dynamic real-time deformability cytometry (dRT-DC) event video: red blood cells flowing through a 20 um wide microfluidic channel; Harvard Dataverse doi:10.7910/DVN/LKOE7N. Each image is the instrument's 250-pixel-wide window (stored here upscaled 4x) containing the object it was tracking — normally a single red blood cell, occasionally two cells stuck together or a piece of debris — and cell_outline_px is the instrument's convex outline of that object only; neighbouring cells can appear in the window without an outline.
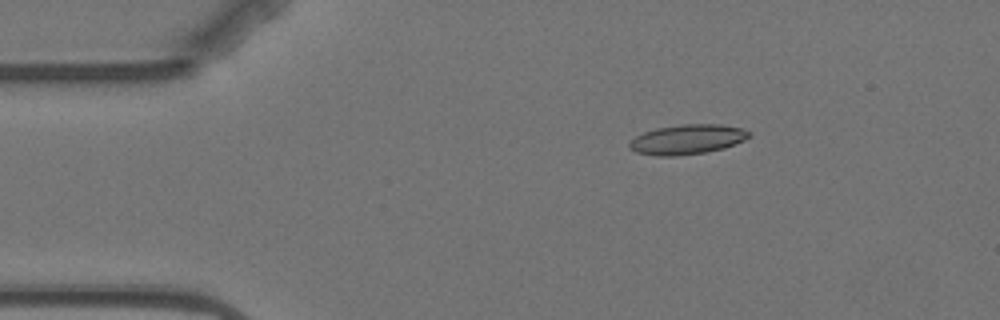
{"species": "Egyptian fruit bat (a non-hibernating species)", "species_latin": "Rousettus aegyptiacus", "temperature_condition": "warm", "stored_images_in_passage": 3, "camera_frame_rate_fps": 3000, "um_per_image_px": 0.085, "animal": {"sex": "female"}, "frame": {"image": 1, "passage_image": 1, "time_ms": 0.0, "image_size_px": [1000, 320], "cell_outline_px": [[752, 136], [744, 140], [724, 148], [704, 152], [676, 156], [656, 156], [636, 152], [628, 148], [628, 144], [636, 136], [644, 132], [656, 128], [680, 124], [720, 124], [740, 128], [752, 132]], "centroid_in_image_um": [58.42, 11.84], "position_along_channel_um": 26.6, "area_um2": 20.81}}
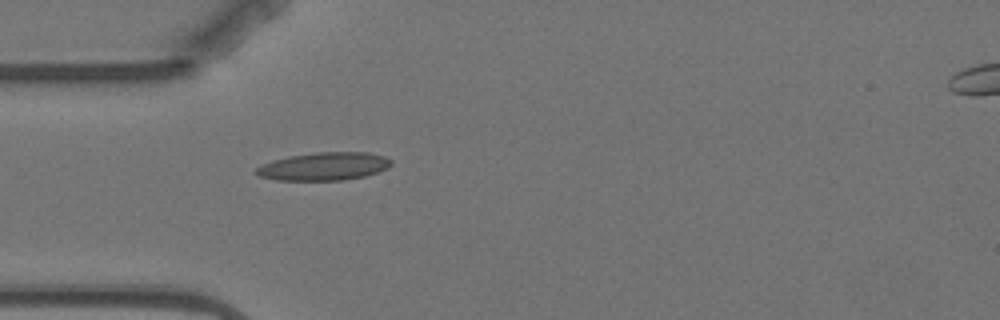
{"frame": {"image": 2, "passage_image": 3, "time_ms": 2.333, "image_size_px": [1000, 320], "cell_outline_px": [[392, 164], [388, 168], [364, 176], [340, 180], [276, 180], [256, 176], [252, 172], [256, 168], [272, 160], [288, 156], [316, 152], [368, 152], [384, 156], [392, 160]], "centroid_in_image_um": [27.5, 14.14], "position_along_channel_um": 57.5, "area_um2": 22.14}}